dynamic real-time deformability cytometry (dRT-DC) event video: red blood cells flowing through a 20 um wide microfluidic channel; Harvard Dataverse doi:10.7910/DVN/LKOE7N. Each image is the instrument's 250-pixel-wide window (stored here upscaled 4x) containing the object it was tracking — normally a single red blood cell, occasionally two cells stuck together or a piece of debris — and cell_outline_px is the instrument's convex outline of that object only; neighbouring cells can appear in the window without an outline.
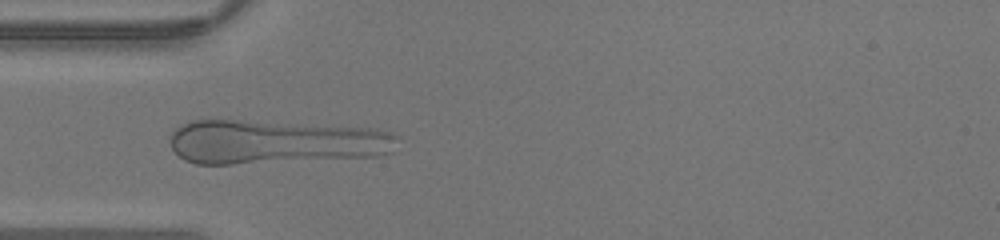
{"species": "human", "species_latin": "Homo sapiens", "temperature_condition": "warm", "stored_images_in_passage": 31, "camera_frame_rate_fps": 3000, "um_per_image_px": 0.085, "donor": {"sex": "male"}, "frame": {"image": 1, "passage_image": 2, "time_ms": 0.333, "image_size_px": [1000, 240], "cell_outline_px": [[400, 136], [396, 152], [376, 156], [232, 164], [196, 164], [184, 160], [172, 148], [172, 128], [188, 120], [240, 120], [376, 128]], "centroid_in_image_um": [23.42, 12.05], "position_along_channel_um": 61.6, "area_um2": 58.78}}
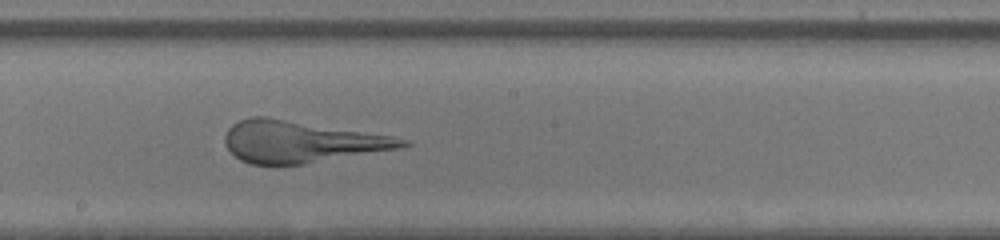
{"frame": {"image": 2, "passage_image": 12, "time_ms": 3.667, "image_size_px": [1000, 240], "cell_outline_px": [[412, 144], [404, 148], [304, 164], [252, 164], [240, 160], [228, 148], [224, 140], [224, 136], [228, 128], [232, 124], [240, 120], [252, 116], [264, 116], [392, 136], [408, 140]], "centroid_in_image_um": [25.61, 12.05], "position_along_channel_um": 222.6, "area_um2": 42.95}}
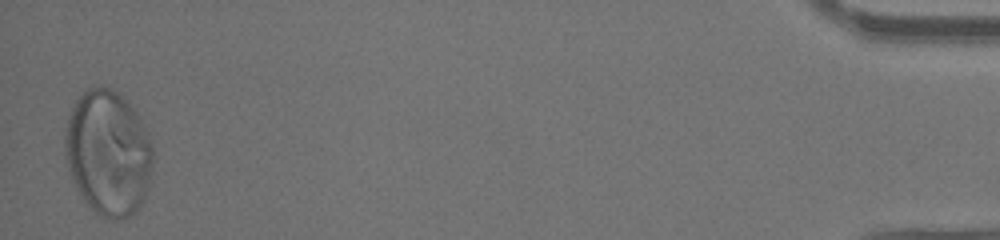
{"frame": {"image": 3, "passage_image": 31, "time_ms": 10.0, "image_size_px": [1000, 240], "cell_outline_px": [[152, 168], [148, 188], [136, 212], [124, 220], [116, 220], [100, 216], [84, 200], [72, 180], [68, 168], [64, 152], [64, 140], [68, 116], [76, 100], [84, 88], [100, 84], [104, 84], [120, 92], [136, 112], [152, 144]], "centroid_in_image_um": [9.18, 12.96], "position_along_channel_um": 426.0, "area_um2": 64.79}}